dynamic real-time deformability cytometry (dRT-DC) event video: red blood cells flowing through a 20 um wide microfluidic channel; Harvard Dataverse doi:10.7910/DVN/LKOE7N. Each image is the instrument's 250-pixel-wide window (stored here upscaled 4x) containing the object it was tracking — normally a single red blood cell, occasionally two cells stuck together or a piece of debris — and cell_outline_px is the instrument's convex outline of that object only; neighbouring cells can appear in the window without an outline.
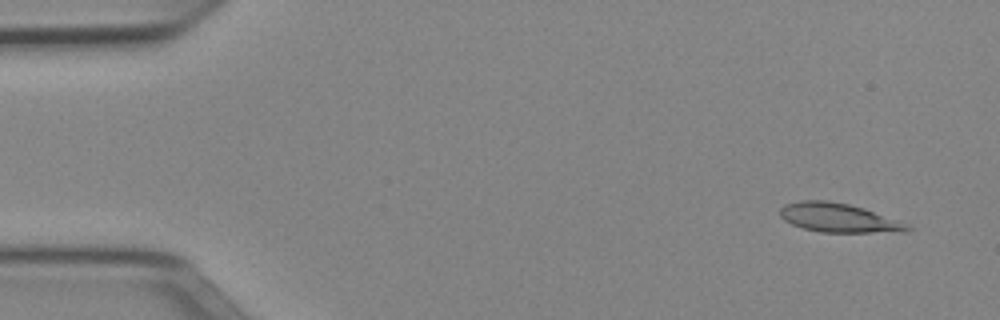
{"species": "Egyptian fruit bat (a non-hibernating species)", "species_latin": "Rousettus aegyptiacus", "temperature_condition": "cold", "stored_images_in_passage": 48, "camera_frame_rate_fps": 3000, "um_per_image_px": 0.085, "animal": {"sex": "female"}, "frame": {"image": 1, "passage_image": 1, "time_ms": 0.0, "image_size_px": [1000, 320], "cell_outline_px": [[912, 228], [908, 232], [820, 232], [804, 228], [792, 224], [784, 220], [780, 216], [780, 208], [784, 204], [800, 200], [828, 200], [848, 204], [864, 208], [896, 220]], "centroid_in_image_um": [71.22, 18.51], "position_along_channel_um": 13.8, "area_um2": 21.33}}
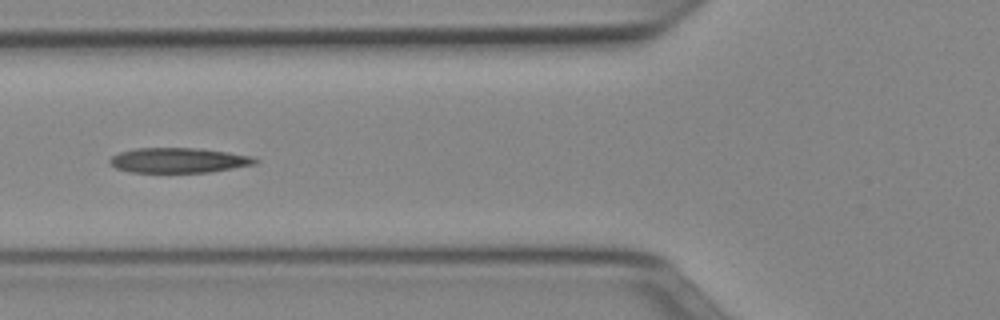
{"frame": {"image": 2, "passage_image": 17, "time_ms": 5.333, "image_size_px": [1000, 320], "cell_outline_px": [[260, 160], [256, 164], [208, 172], [132, 172], [116, 168], [108, 164], [108, 160], [112, 156], [120, 152], [136, 148], [200, 148], [228, 152], [252, 156]], "centroid_in_image_um": [15.17, 13.62], "position_along_channel_um": 110.6, "area_um2": 21.21}}
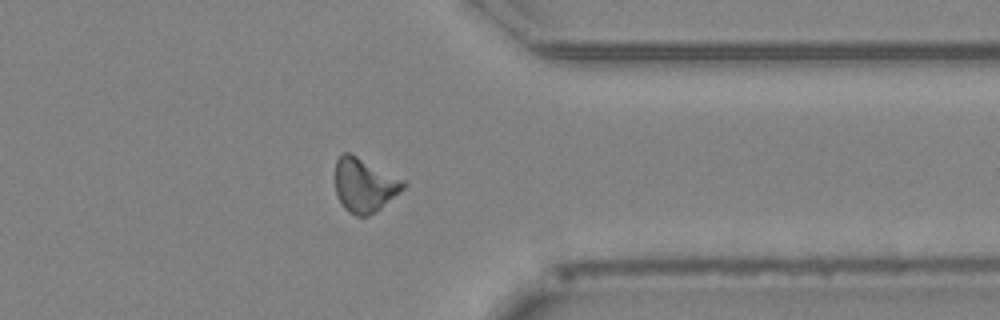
{"frame": {"image": 3, "passage_image": 38, "time_ms": 12.333, "image_size_px": [1000, 320], "cell_outline_px": [[408, 184], [404, 188], [376, 212], [368, 216], [356, 216], [348, 212], [344, 208], [336, 192], [336, 160], [344, 152], [348, 152], [404, 180]], "centroid_in_image_um": [30.98, 15.76], "position_along_channel_um": 380.4, "area_um2": 21.1}, "authors_computed_cell_mechanics": {"area_um2": 21.1548, "velocity_mm_per_s": 3.9597, "shape_relaxation_time_tau1_ms": null, "shape_relaxation_time_tau2_ms": 4.8432, "deformation_change_tau1": null, "deformation_change_tau2": 0.1642}}